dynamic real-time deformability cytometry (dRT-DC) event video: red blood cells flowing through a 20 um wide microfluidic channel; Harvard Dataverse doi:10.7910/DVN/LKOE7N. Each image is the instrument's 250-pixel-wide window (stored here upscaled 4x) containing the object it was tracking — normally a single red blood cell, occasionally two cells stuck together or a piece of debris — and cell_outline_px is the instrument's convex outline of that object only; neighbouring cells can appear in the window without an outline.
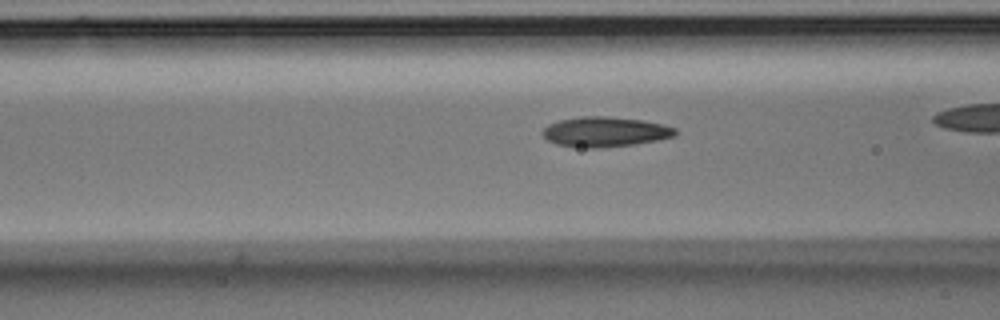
{"species": "Egyptian fruit bat (a non-hibernating species)", "species_latin": "Rousettus aegyptiacus", "temperature_condition": "room temperature", "stored_images_in_passage": 38, "camera_frame_rate_fps": 3000, "um_per_image_px": 0.085, "animal": {"sex": "male"}, "frame": {"image": 1, "passage_image": 16, "time_ms": 5.0, "image_size_px": [1000, 320], "cell_outline_px": [[676, 136], [656, 140], [632, 144], [596, 148], [588, 148], [556, 144], [548, 140], [540, 132], [548, 124], [560, 120], [580, 116], [608, 116], [644, 120], [664, 124], [676, 128]], "centroid_in_image_um": [51.43, 11.19], "position_along_channel_um": 115.2, "area_um2": 23.18}}
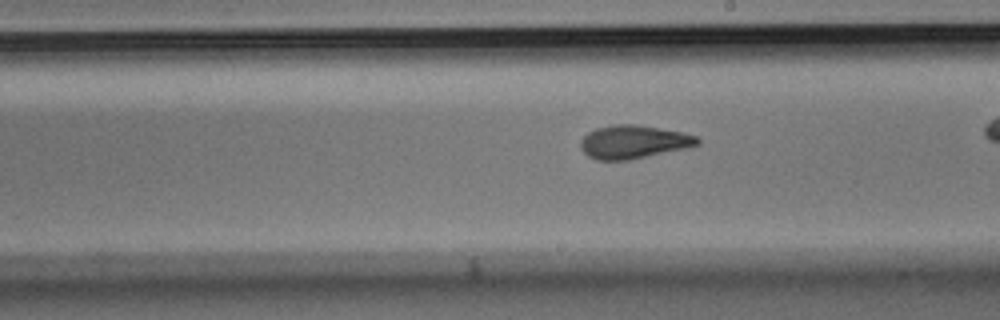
{"frame": {"image": 2, "passage_image": 26, "time_ms": 8.333, "image_size_px": [1000, 320], "cell_outline_px": [[700, 144], [684, 148], [628, 160], [596, 160], [588, 156], [580, 148], [580, 140], [588, 132], [596, 128], [616, 124], [636, 124], [684, 132], [696, 136], [700, 140]], "centroid_in_image_um": [53.82, 12.05], "position_along_channel_um": 235.2, "area_um2": 22.6}}
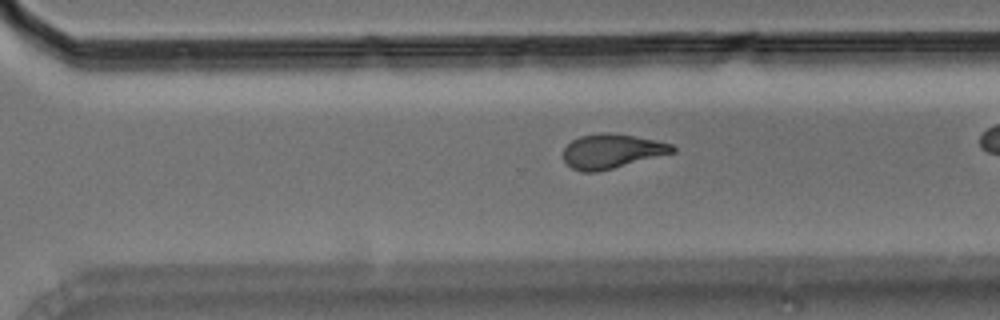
{"frame": {"image": 3, "passage_image": 33, "time_ms": 10.667, "image_size_px": [1000, 320], "cell_outline_px": [[676, 152], [596, 172], [584, 172], [572, 168], [564, 160], [564, 148], [572, 140], [580, 136], [600, 132], [612, 132], [636, 136], [656, 140], [672, 144], [676, 148]], "centroid_in_image_um": [52.02, 12.83], "position_along_channel_um": 318.6, "area_um2": 21.85}}